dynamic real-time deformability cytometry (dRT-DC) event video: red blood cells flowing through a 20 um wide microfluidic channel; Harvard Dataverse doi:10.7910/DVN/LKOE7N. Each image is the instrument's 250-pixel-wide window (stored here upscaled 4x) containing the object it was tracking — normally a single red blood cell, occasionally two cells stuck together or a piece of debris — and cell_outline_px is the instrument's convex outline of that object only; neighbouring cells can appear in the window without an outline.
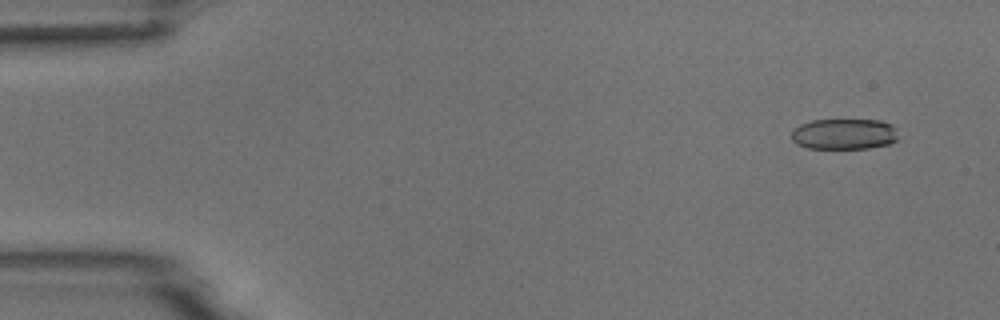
{"species": "common noctule bat (a hibernating species)", "species_latin": "Nyctalus noctula", "temperature_condition": "room temperature", "stored_images_in_passage": 7, "camera_frame_rate_fps": 3000, "um_per_image_px": 0.085, "animal": {"sex": "male", "body_mass_g": 18.8}, "frame": {"image": 1, "passage_image": 2, "time_ms": 1.0, "image_size_px": [1000, 320], "cell_outline_px": [[896, 140], [888, 144], [868, 148], [808, 148], [796, 144], [792, 140], [792, 128], [800, 124], [812, 120], [880, 120], [896, 128]], "centroid_in_image_um": [71.7, 11.39], "position_along_channel_um": 13.3, "area_um2": 19.07}}
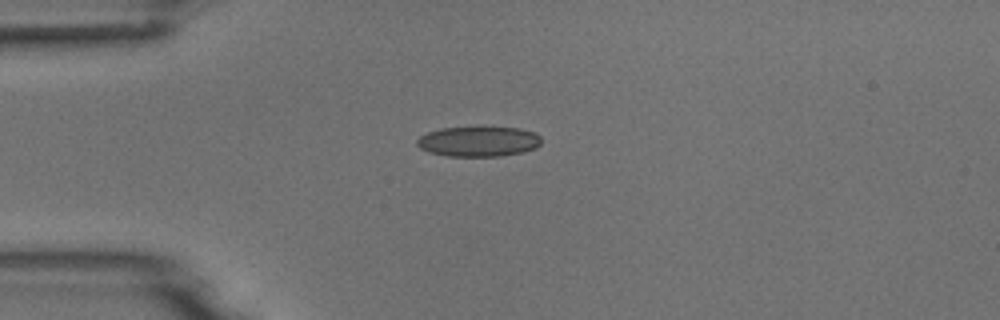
{"frame": {"image": 2, "passage_image": 5, "time_ms": 4.333, "image_size_px": [1000, 320], "cell_outline_px": [[540, 144], [536, 148], [520, 152], [500, 156], [448, 156], [428, 152], [420, 148], [416, 144], [416, 140], [420, 136], [428, 132], [440, 128], [520, 128], [536, 132], [540, 136]], "centroid_in_image_um": [40.66, 12.03], "position_along_channel_um": 44.3, "area_um2": 21.68}}
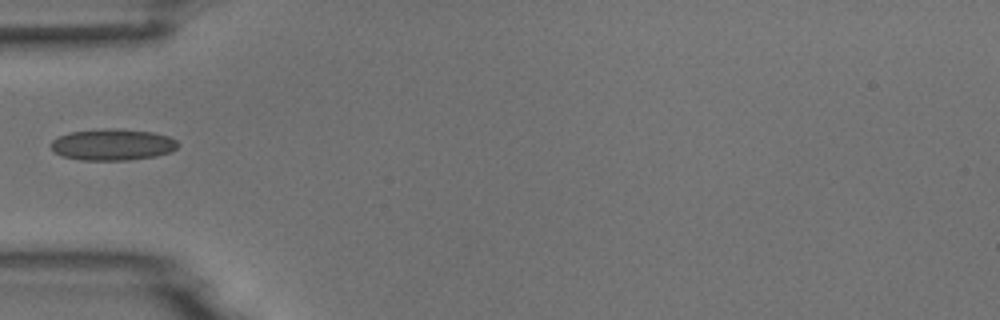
{"frame": {"image": 3, "passage_image": 6, "time_ms": 5.667, "image_size_px": [1000, 320], "cell_outline_px": [[180, 144], [172, 152], [156, 156], [128, 160], [80, 160], [64, 156], [56, 152], [52, 148], [52, 140], [68, 132], [104, 128], [116, 128], [152, 132], [168, 136], [176, 140]], "centroid_in_image_um": [9.61, 12.28], "position_along_channel_um": 75.4, "area_um2": 23.29}}